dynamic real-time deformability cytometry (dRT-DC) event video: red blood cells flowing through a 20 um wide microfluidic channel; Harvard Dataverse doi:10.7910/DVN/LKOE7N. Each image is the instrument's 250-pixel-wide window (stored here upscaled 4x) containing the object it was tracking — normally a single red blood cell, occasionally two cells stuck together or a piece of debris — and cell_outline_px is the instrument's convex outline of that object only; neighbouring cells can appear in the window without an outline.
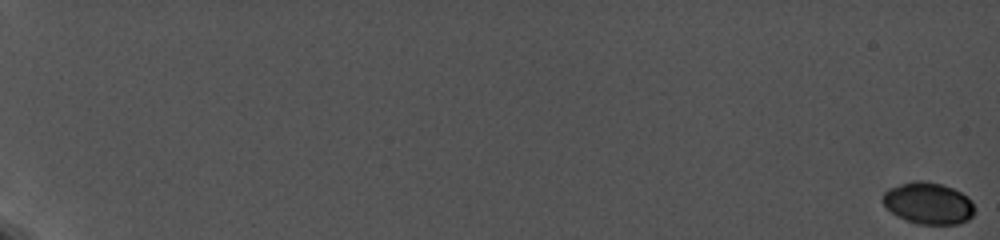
{"species": "common noctule bat (a hibernating species)", "species_latin": "Nyctalus noctula", "temperature_condition": "cold", "stored_images_in_passage": 8, "camera_frame_rate_fps": 5000, "um_per_image_px": 0.085, "animal": {"sex": "female", "body_mass_g": 19.0, "forearm_length_mm": 56.7}, "frame": {"image": 1, "passage_image": 1, "time_ms": 0.0, "image_size_px": [1000, 240], "cell_outline_px": [[976, 212], [968, 220], [956, 224], [916, 224], [884, 208], [880, 200], [880, 196], [888, 188], [912, 180], [924, 180], [940, 184], [952, 188], [968, 196], [972, 200]], "centroid_in_image_um": [78.88, 17.26], "position_along_channel_um": 6.1, "area_um2": 22.66}}